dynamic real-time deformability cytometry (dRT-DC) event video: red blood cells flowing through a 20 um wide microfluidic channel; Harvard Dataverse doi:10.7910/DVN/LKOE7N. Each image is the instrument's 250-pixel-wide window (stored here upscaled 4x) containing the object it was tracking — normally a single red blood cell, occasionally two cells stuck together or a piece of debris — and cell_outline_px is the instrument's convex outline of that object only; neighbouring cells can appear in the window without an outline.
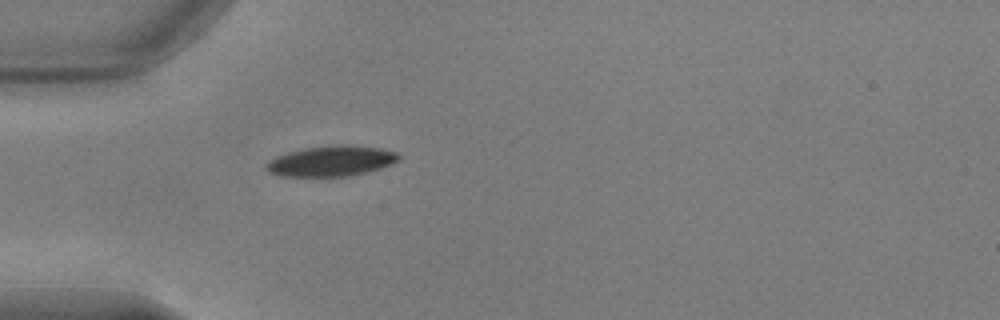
{"species": "common noctule bat (a hibernating species)", "species_latin": "Nyctalus noctula", "temperature_condition": "warm", "stored_images_in_passage": 25, "camera_frame_rate_fps": 3000, "um_per_image_px": 0.085, "animal": {"sex": "male", "body_mass_g": 17.9, "forearm_length_mm": 54.2}, "frame": {"image": 1, "passage_image": 1, "time_ms": 0.0, "image_size_px": [1000, 320], "cell_outline_px": [[400, 160], [392, 164], [368, 172], [348, 176], [280, 176], [268, 172], [264, 168], [264, 164], [276, 156], [288, 152], [304, 148], [340, 144], [348, 144], [380, 148], [396, 152], [400, 156]], "centroid_in_image_um": [28.15, 13.68], "position_along_channel_um": 56.8, "area_um2": 23.7}}
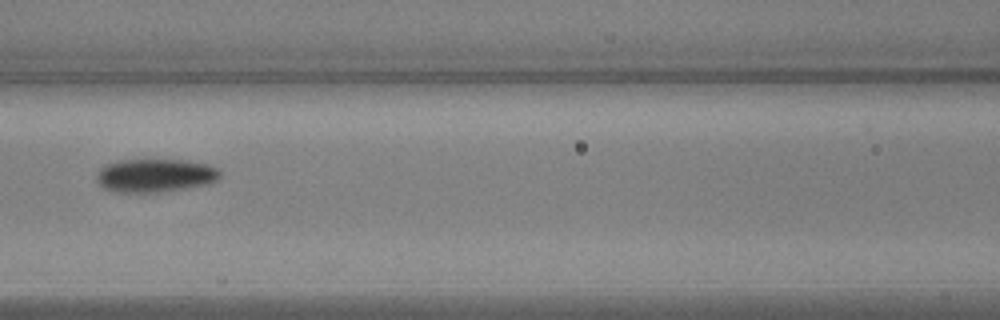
{"frame": {"image": 2, "passage_image": 9, "time_ms": 2.667, "image_size_px": [1000, 320], "cell_outline_px": [[220, 176], [212, 184], [188, 188], [160, 192], [112, 192], [104, 188], [96, 180], [96, 176], [100, 168], [104, 164], [120, 160], [188, 160], [208, 164], [216, 168], [220, 172]], "centroid_in_image_um": [13.19, 14.92], "position_along_channel_um": 153.4, "area_um2": 24.28}}
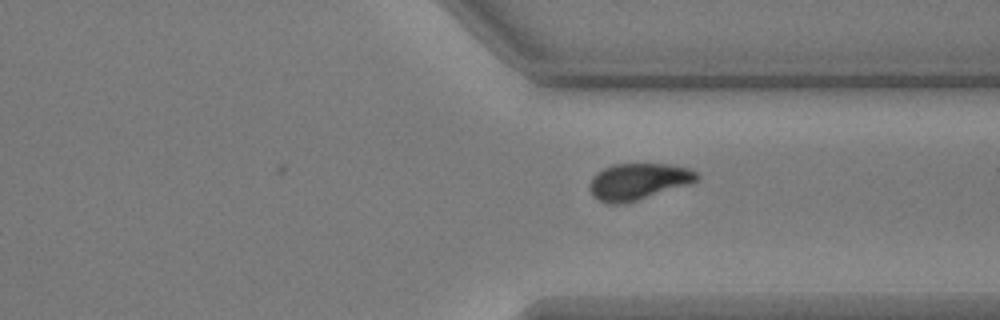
{"frame": {"image": 3, "passage_image": 25, "time_ms": 8.0, "image_size_px": [1000, 320], "cell_outline_px": [[700, 176], [692, 184], [624, 204], [608, 204], [592, 196], [588, 188], [588, 184], [592, 176], [596, 172], [612, 164], [668, 164], [688, 168], [696, 172]], "centroid_in_image_um": [54.22, 15.43], "position_along_channel_um": 357.2, "area_um2": 23.12}}